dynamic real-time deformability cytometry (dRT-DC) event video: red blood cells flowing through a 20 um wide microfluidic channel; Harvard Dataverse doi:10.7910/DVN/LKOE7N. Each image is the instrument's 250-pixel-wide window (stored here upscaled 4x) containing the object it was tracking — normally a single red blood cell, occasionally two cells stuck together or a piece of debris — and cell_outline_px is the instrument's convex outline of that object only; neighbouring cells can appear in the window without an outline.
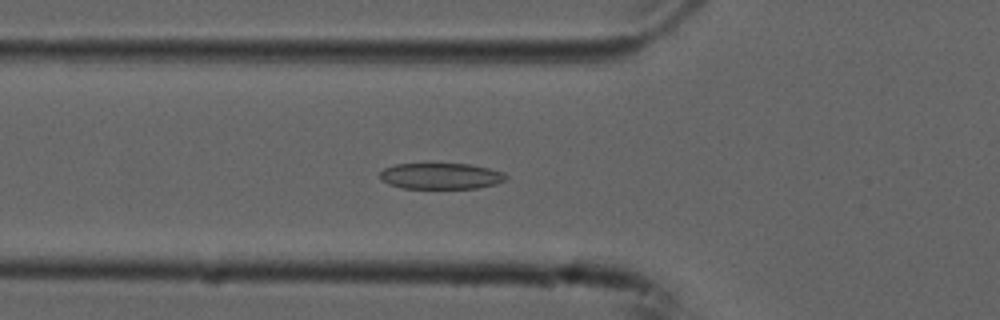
{"species": "common noctule bat (a hibernating species)", "species_latin": "Nyctalus noctula", "temperature_condition": "cold", "stored_images_in_passage": 51, "camera_frame_rate_fps": 3000, "um_per_image_px": 0.085, "animal": {"sex": "male", "forearm_length_mm": 52.5}, "frame": {"image": 1, "passage_image": 19, "time_ms": 6.0, "image_size_px": [1000, 320], "cell_outline_px": [[508, 180], [496, 184], [476, 188], [404, 188], [388, 184], [380, 180], [380, 172], [384, 168], [396, 164], [468, 164], [488, 168], [504, 172], [508, 176]], "centroid_in_image_um": [37.49, 14.97], "position_along_channel_um": 88.3, "area_um2": 19.19}}
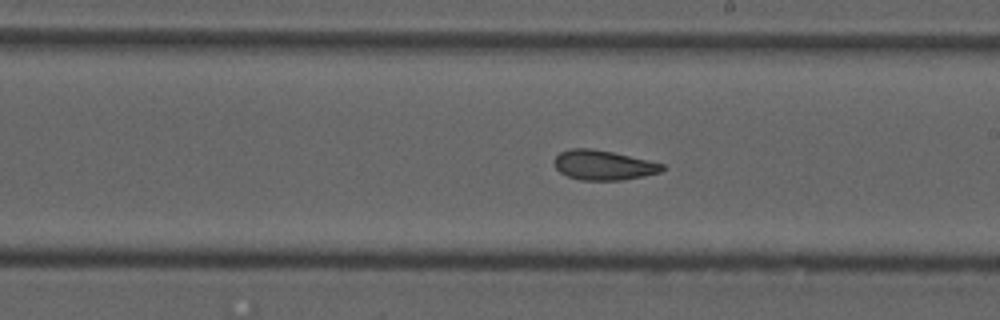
{"frame": {"image": 2, "passage_image": 31, "time_ms": 10.0, "image_size_px": [1000, 320], "cell_outline_px": [[664, 168], [660, 172], [644, 176], [620, 180], [580, 180], [568, 176], [560, 172], [552, 164], [552, 160], [560, 152], [572, 148], [592, 148], [612, 152], [648, 160], [664, 164]], "centroid_in_image_um": [51.24, 14.03], "position_along_channel_um": 237.8, "area_um2": 18.73}}
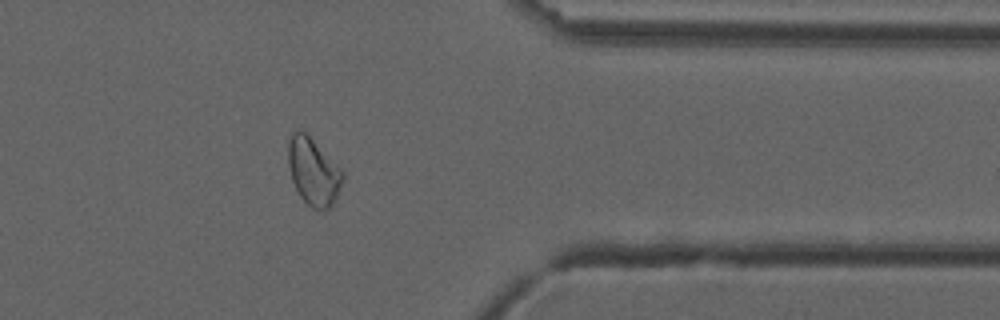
{"frame": {"image": 3, "passage_image": 44, "time_ms": 14.333, "image_size_px": [1000, 320], "cell_outline_px": [[344, 180], [332, 204], [328, 208], [320, 212], [312, 208], [300, 196], [292, 180], [288, 164], [288, 140], [292, 132], [304, 132], [344, 172]], "centroid_in_image_um": [26.63, 14.63], "position_along_channel_um": 384.8, "area_um2": 20.92}, "authors_computed_cell_mechanics": {"area_um2": 20.8658, "velocity_mm_per_s": 3.7284, "shape_relaxation_time_tau1_ms": 7.9015, "shape_relaxation_time_tau2_ms": 2.6262, "deformation_change_tau1": 0.1628, "deformation_change_tau2": 0.0865}}